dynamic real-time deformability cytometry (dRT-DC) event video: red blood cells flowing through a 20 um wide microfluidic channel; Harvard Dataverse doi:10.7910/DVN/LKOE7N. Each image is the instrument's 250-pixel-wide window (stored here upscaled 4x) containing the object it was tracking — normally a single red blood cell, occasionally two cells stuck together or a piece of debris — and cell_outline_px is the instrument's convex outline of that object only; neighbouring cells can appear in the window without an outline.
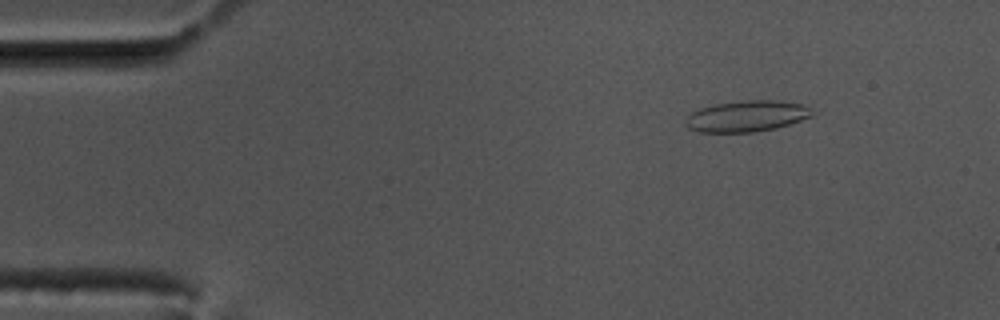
{"species": "common noctule bat (a hibernating species)", "species_latin": "Nyctalus noctula", "temperature_condition": "cold", "stored_images_in_passage": 55, "camera_frame_rate_fps": 3000, "um_per_image_px": 0.085, "animal": {"sex": "male", "body_mass_g": 17.5, "forearm_length_mm": 52.3}, "frame": {"image": 1, "passage_image": 5, "time_ms": 1.333, "image_size_px": [1000, 320], "cell_outline_px": [[820, 112], [812, 116], [776, 128], [752, 132], [700, 132], [688, 128], [684, 124], [684, 120], [692, 112], [700, 108], [716, 104], [740, 100], [780, 100], [804, 104]], "centroid_in_image_um": [63.53, 9.86], "position_along_channel_um": 21.5, "area_um2": 23.29}}
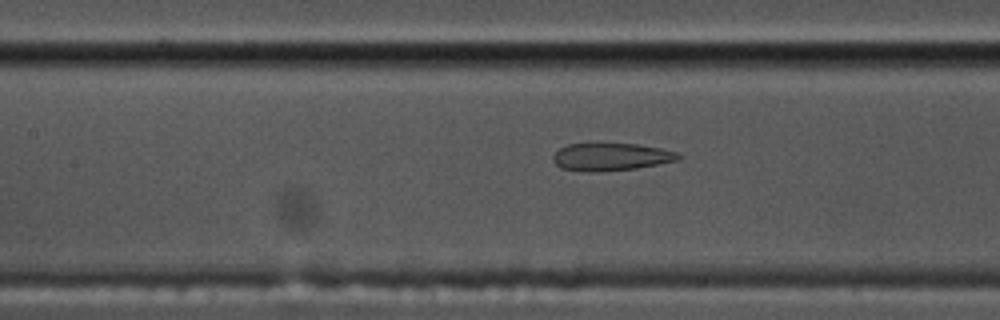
{"frame": {"image": 2, "passage_image": 23, "time_ms": 7.333, "image_size_px": [1000, 320], "cell_outline_px": [[684, 156], [680, 160], [636, 168], [592, 172], [588, 172], [560, 168], [552, 160], [552, 156], [560, 148], [568, 144], [592, 140], [636, 144], [660, 148], [676, 152]], "centroid_in_image_um": [51.9, 13.28], "position_along_channel_um": 155.5, "area_um2": 21.04}}
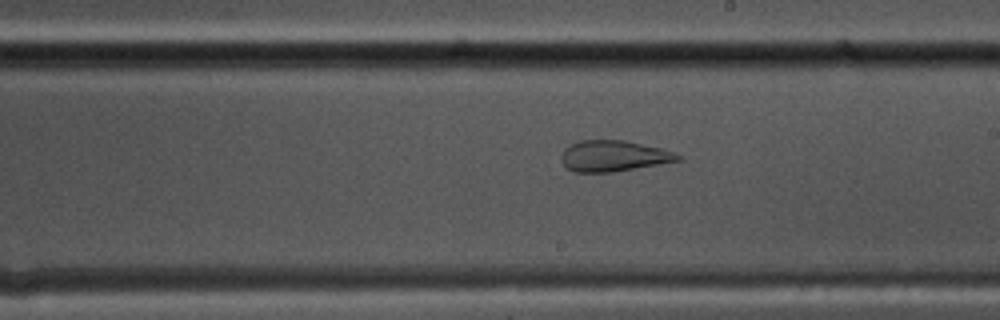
{"frame": {"image": 3, "passage_image": 30, "time_ms": 9.667, "image_size_px": [1000, 320], "cell_outline_px": [[684, 156], [680, 160], [612, 172], [572, 172], [560, 160], [560, 156], [564, 148], [580, 140], [624, 140], [660, 148]], "centroid_in_image_um": [52.11, 13.25], "position_along_channel_um": 236.9, "area_um2": 20.87}, "authors_computed_cell_mechanics": {"area_um2": 23.12, "velocity_mm_per_s": 3.4984, "shape_relaxation_time_tau1_ms": null, "shape_relaxation_time_tau2_ms": 1.6162, "deformation_change_tau1": null, "deformation_change_tau2": 0.0981}}